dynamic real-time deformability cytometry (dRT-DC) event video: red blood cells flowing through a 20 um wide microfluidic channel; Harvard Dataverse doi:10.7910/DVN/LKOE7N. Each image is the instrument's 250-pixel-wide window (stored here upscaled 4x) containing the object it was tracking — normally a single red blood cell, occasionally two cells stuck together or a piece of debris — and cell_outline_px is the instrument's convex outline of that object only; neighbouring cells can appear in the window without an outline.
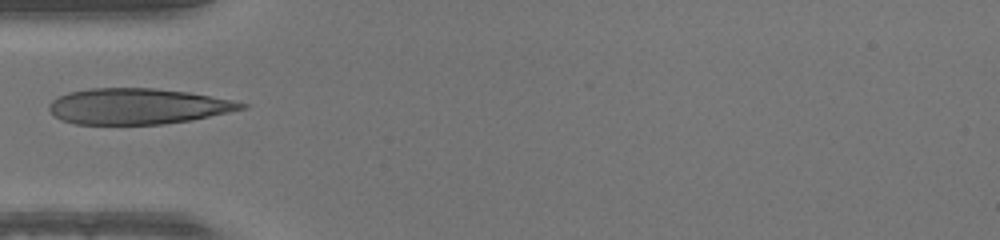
{"species": "human", "species_latin": "Homo sapiens", "temperature_condition": "warm", "stored_images_in_passage": 14, "camera_frame_rate_fps": 3000, "um_per_image_px": 0.085, "donor": {"sex": "male"}, "frame": {"image": 1, "passage_image": 1, "time_ms": 0.0, "image_size_px": [1000, 240], "cell_outline_px": [[248, 108], [192, 120], [164, 124], [76, 124], [60, 120], [48, 108], [48, 104], [52, 100], [68, 92], [88, 88], [156, 88], [188, 92], [232, 100], [248, 104]], "centroid_in_image_um": [11.71, 9.03], "position_along_channel_um": 73.3, "area_um2": 40.23}}
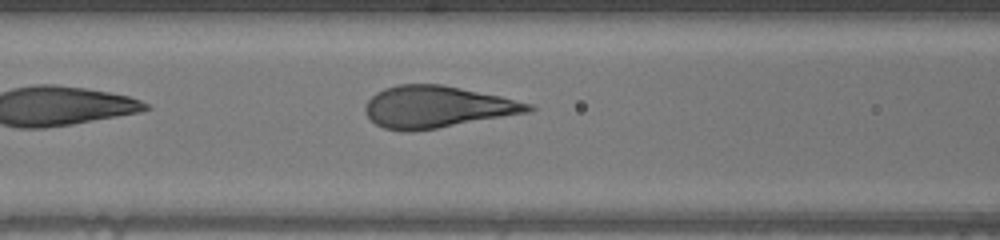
{"frame": {"image": 2, "passage_image": 5, "time_ms": 1.333, "image_size_px": [1000, 240], "cell_outline_px": [[536, 108], [528, 112], [436, 128], [408, 132], [404, 132], [384, 128], [376, 124], [364, 112], [364, 108], [368, 100], [376, 92], [384, 88], [396, 84], [444, 84], [500, 96], [532, 104]], "centroid_in_image_um": [37.11, 9.07], "position_along_channel_um": 129.5, "area_um2": 39.59}}
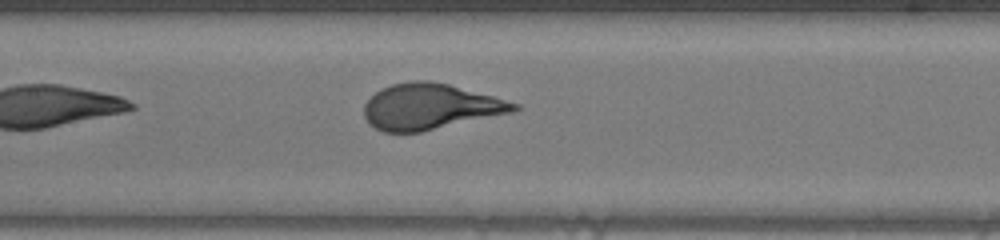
{"frame": {"image": 3, "passage_image": 8, "time_ms": 2.333, "image_size_px": [1000, 240], "cell_outline_px": [[520, 108], [512, 112], [420, 132], [384, 132], [376, 128], [364, 116], [364, 104], [380, 88], [392, 84], [412, 80], [428, 80], [448, 84], [492, 96], [520, 104]], "centroid_in_image_um": [36.55, 9.05], "position_along_channel_um": 170.9, "area_um2": 39.54}}